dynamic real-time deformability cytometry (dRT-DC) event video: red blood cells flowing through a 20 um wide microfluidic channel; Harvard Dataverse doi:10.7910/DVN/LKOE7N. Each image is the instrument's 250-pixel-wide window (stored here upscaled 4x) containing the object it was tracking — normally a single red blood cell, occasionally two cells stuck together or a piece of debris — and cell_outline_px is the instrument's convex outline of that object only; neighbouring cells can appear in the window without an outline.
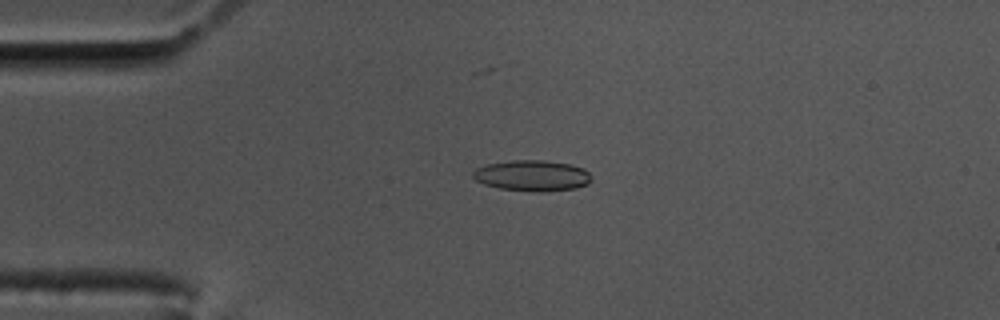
{"species": "common noctule bat (a hibernating species)", "species_latin": "Nyctalus noctula", "temperature_condition": "cold", "stored_images_in_passage": 57, "camera_frame_rate_fps": 3000, "um_per_image_px": 0.085, "animal": {"sex": "male", "body_mass_g": 17.5, "forearm_length_mm": 52.3}, "frame": {"image": 1, "passage_image": 13, "time_ms": 4.0, "image_size_px": [1000, 320], "cell_outline_px": [[592, 180], [588, 184], [576, 188], [548, 192], [536, 192], [500, 188], [484, 184], [476, 180], [472, 176], [472, 172], [476, 168], [488, 164], [512, 160], [544, 160], [568, 164], [584, 168], [592, 176]], "centroid_in_image_um": [45.26, 14.93], "position_along_channel_um": 39.7, "area_um2": 21.44}}
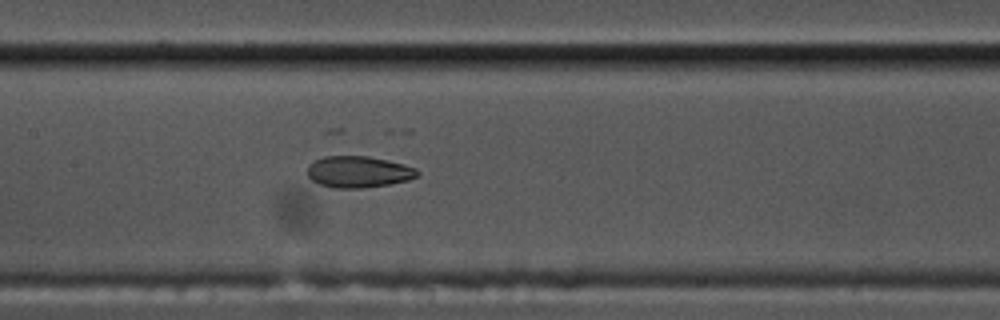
{"frame": {"image": 2, "passage_image": 27, "time_ms": 8.667, "image_size_px": [1000, 320], "cell_outline_px": [[420, 176], [408, 180], [388, 184], [364, 188], [336, 188], [320, 184], [312, 180], [308, 176], [308, 164], [324, 156], [368, 156], [388, 160], [404, 164], [416, 168], [420, 172]], "centroid_in_image_um": [30.5, 14.6], "position_along_channel_um": 176.9, "area_um2": 20.23}}
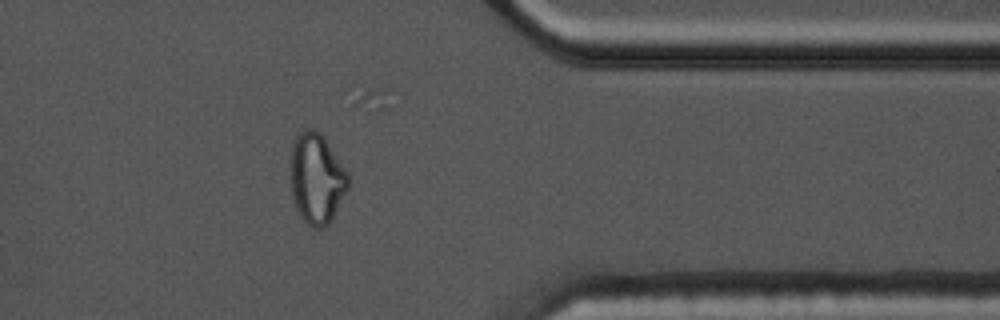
{"frame": {"image": 3, "passage_image": 46, "time_ms": 15.0, "image_size_px": [1000, 320], "cell_outline_px": [[352, 180], [332, 220], [324, 228], [312, 228], [300, 216], [296, 208], [292, 196], [292, 144], [296, 136], [304, 128], [312, 128], [320, 132], [348, 172]], "centroid_in_image_um": [26.95, 15.19], "position_along_channel_um": 384.5, "area_um2": 30.4}, "authors_computed_cell_mechanics": {"area_um2": 20.4034, "velocity_mm_per_s": 3.4954, "shape_relaxation_time_tau1_ms": null, "shape_relaxation_time_tau2_ms": 2.5128, "deformation_change_tau1": null, "deformation_change_tau2": 0.0706}}